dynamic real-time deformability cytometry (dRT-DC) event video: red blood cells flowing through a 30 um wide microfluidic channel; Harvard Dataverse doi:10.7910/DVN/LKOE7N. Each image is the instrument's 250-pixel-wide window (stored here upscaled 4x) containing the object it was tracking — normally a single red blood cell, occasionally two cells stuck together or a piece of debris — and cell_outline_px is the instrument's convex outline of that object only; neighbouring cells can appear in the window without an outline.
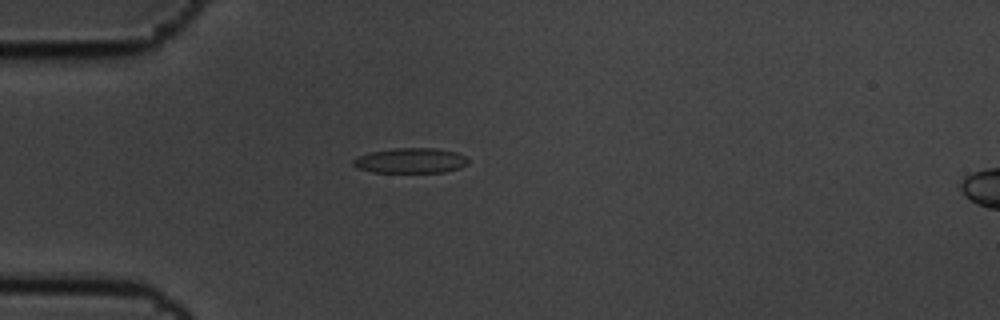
{"species": "common noctule bat (a hibernating species)", "species_latin": "Nyctalus noctula", "temperature_condition": "cold", "stored_images_in_passage": 4, "camera_frame_rate_fps": 3000, "um_per_image_px": 0.085, "animal": {"sex": "male", "body_mass_g": 19.5, "forearm_length_mm": 54.6}, "frame": {"image": 1, "passage_image": 4, "time_ms": 1.0, "image_size_px": [1000, 320], "cell_outline_px": [[468, 164], [460, 168], [444, 172], [372, 172], [356, 168], [352, 164], [352, 160], [368, 152], [392, 148], [436, 148], [456, 152], [464, 156], [468, 160]], "centroid_in_image_um": [34.88, 13.65], "position_along_channel_um": 50.1, "area_um2": 16.94}}